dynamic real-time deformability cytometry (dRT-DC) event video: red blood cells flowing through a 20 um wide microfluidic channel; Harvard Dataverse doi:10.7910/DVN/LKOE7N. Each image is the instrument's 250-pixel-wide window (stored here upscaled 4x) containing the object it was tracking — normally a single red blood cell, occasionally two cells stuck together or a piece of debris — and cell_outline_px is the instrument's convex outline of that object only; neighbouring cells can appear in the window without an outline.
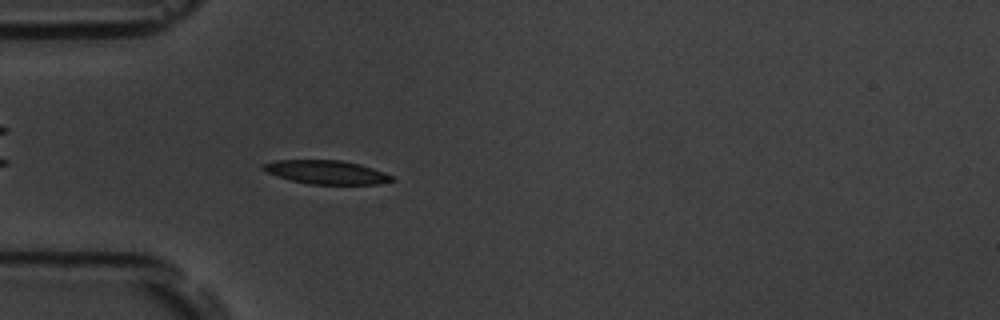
{"species": "common noctule bat (a hibernating species)", "species_latin": "Nyctalus noctula", "temperature_condition": "room temperature", "stored_images_in_passage": 40, "camera_frame_rate_fps": 3000, "um_per_image_px": 0.085, "animal": {"sex": "male", "body_mass_g": 19.5, "forearm_length_mm": 54.6}, "frame": {"image": 1, "passage_image": 2, "time_ms": 0.333, "image_size_px": [1000, 320], "cell_outline_px": [[396, 180], [376, 184], [308, 184], [292, 180], [268, 172], [260, 168], [260, 164], [276, 160], [340, 160], [360, 164], [396, 176]], "centroid_in_image_um": [27.78, 14.63], "position_along_channel_um": 57.2, "area_um2": 17.74}}
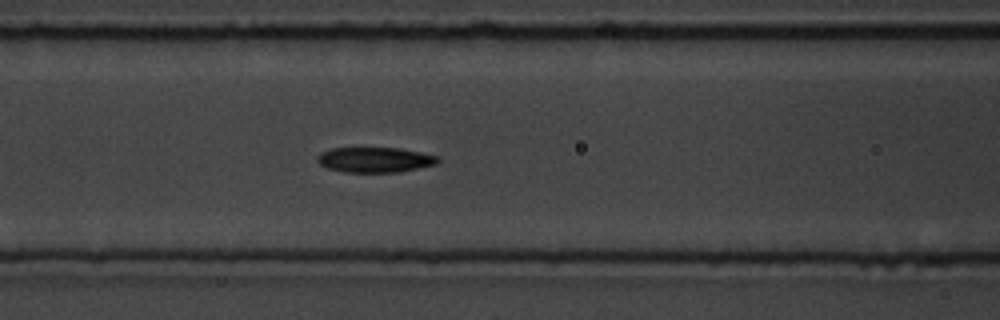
{"frame": {"image": 2, "passage_image": 9, "time_ms": 2.667, "image_size_px": [1000, 320], "cell_outline_px": [[440, 160], [436, 164], [400, 172], [344, 172], [328, 168], [320, 164], [316, 160], [316, 156], [320, 152], [332, 148], [400, 148], [420, 152], [436, 156]], "centroid_in_image_um": [31.83, 13.58], "position_along_channel_um": 134.8, "area_um2": 17.69}}
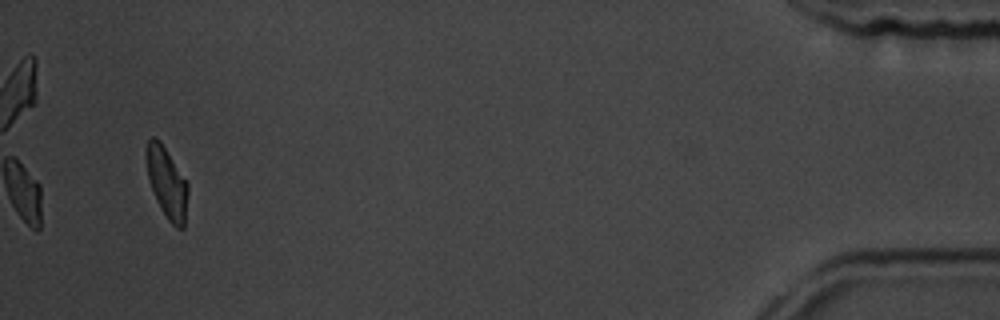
{"frame": {"image": 3, "passage_image": 40, "time_ms": 13.0, "image_size_px": [1000, 320], "cell_outline_px": [[188, 192], [184, 228], [176, 228], [168, 220], [152, 188], [148, 176], [144, 156], [144, 152], [148, 140], [152, 136], [156, 136], [160, 140], [188, 184]], "centroid_in_image_um": [14.17, 15.47], "position_along_channel_um": 421.0, "area_um2": 16.94}, "authors_computed_cell_mechanics": {"area_um2": 17.6868, "velocity_mm_per_s": 3.5413, "shape_relaxation_time_tau1_ms": 3.2054, "shape_relaxation_time_tau2_ms": 5.0425, "deformation_change_tau1": 0.1224, "deformation_change_tau2": 0.1113}}